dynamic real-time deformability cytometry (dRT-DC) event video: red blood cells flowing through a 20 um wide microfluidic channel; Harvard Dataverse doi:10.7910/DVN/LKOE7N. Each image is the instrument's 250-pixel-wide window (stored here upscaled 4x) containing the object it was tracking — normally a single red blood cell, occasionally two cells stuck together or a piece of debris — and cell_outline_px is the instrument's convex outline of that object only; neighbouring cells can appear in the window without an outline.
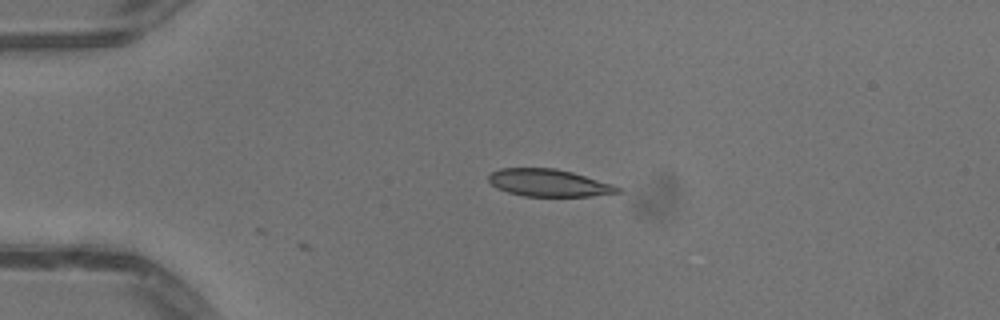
{"species": "common noctule bat (a hibernating species)", "species_latin": "Nyctalus noctula", "temperature_condition": "warm", "stored_images_in_passage": 26, "camera_frame_rate_fps": 3000, "um_per_image_px": 0.085, "animal": {"sex": "male", "body_mass_g": 13.3}, "frame": {"image": 1, "passage_image": 1, "time_ms": 0.0, "image_size_px": [1000, 320], "cell_outline_px": [[620, 192], [592, 196], [524, 196], [508, 192], [496, 188], [488, 180], [488, 176], [492, 172], [500, 168], [556, 168], [572, 172], [612, 184], [620, 188]], "centroid_in_image_um": [46.62, 15.54], "position_along_channel_um": 38.4, "area_um2": 20.4}}
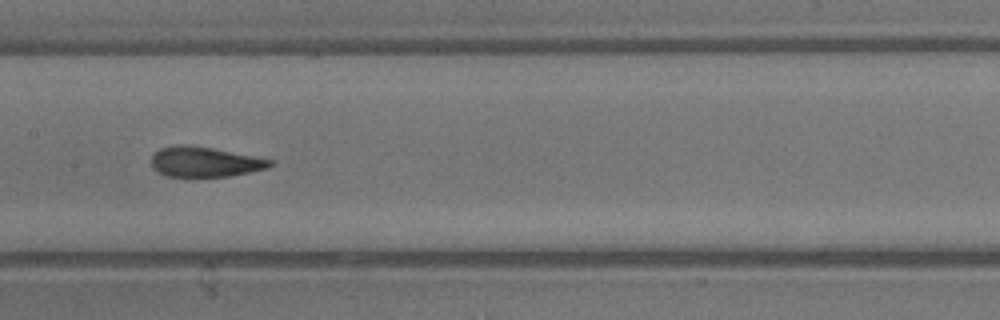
{"frame": {"image": 2, "passage_image": 15, "time_ms": 4.667, "image_size_px": [1000, 320], "cell_outline_px": [[272, 164], [268, 168], [228, 176], [164, 176], [156, 172], [152, 168], [152, 156], [160, 148], [212, 148], [272, 160]], "centroid_in_image_um": [17.41, 13.81], "position_along_channel_um": 190.0, "area_um2": 19.71}}
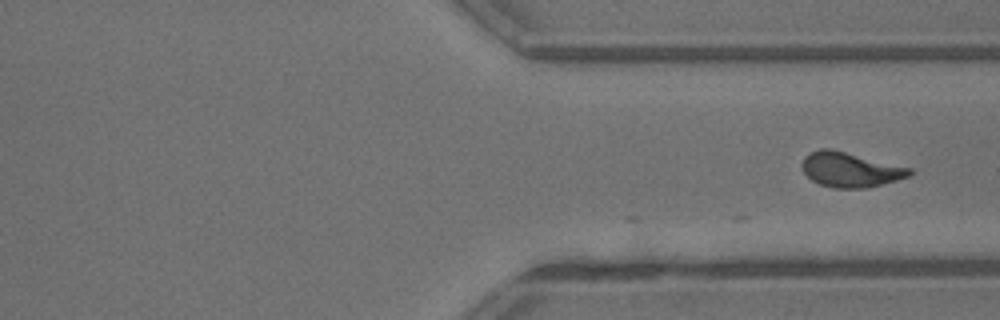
{"frame": {"image": 3, "passage_image": 26, "time_ms": 8.333, "image_size_px": [1000, 320], "cell_outline_px": [[912, 172], [908, 176], [896, 180], [868, 188], [832, 188], [820, 184], [812, 180], [804, 172], [800, 164], [804, 156], [820, 148], [832, 148], [912, 168]], "centroid_in_image_um": [72.25, 14.41], "position_along_channel_um": 339.2, "area_um2": 21.91}}